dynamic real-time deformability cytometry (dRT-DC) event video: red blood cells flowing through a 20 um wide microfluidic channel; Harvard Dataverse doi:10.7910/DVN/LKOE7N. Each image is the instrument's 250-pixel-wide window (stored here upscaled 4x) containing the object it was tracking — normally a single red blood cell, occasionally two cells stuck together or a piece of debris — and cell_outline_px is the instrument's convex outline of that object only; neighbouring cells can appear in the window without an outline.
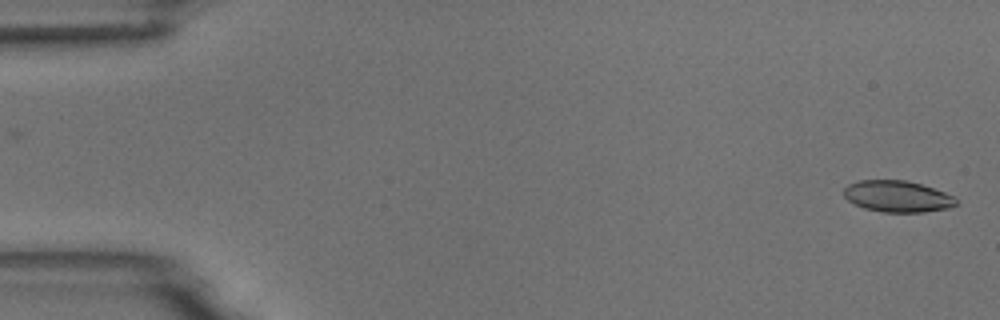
{"species": "common noctule bat (a hibernating species)", "species_latin": "Nyctalus noctula", "temperature_condition": "room temperature", "stored_images_in_passage": 2, "camera_frame_rate_fps": 3000, "um_per_image_px": 0.085, "animal": {"sex": "male", "body_mass_g": 18.8}, "frame": {"image": 1, "passage_image": 2, "time_ms": 1.0, "image_size_px": [1000, 320], "cell_outline_px": [[956, 204], [948, 208], [924, 212], [884, 212], [864, 208], [848, 200], [844, 196], [844, 188], [848, 184], [860, 180], [904, 180], [920, 184], [956, 196]], "centroid_in_image_um": [76.28, 16.69], "position_along_channel_um": 8.7, "area_um2": 20.4}}